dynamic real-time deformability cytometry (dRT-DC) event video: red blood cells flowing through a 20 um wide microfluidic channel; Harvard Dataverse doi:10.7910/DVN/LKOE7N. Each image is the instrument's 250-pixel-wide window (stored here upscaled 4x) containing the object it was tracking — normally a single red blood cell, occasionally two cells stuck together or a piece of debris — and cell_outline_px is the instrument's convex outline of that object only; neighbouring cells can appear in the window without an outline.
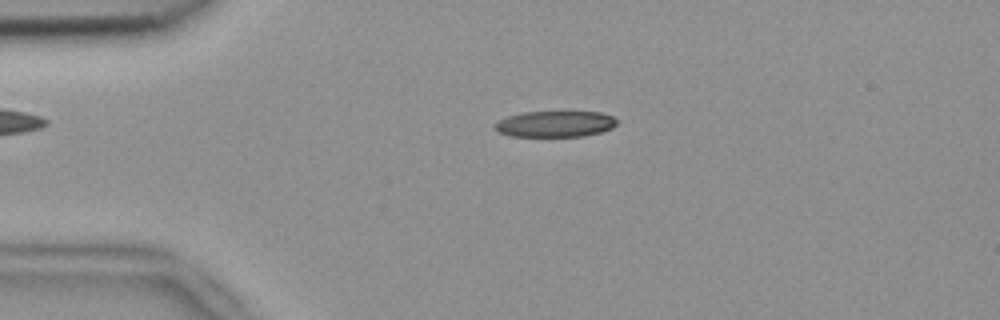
{"species": "common noctule bat (a hibernating species)", "species_latin": "Nyctalus noctula", "temperature_condition": "room temperature", "stored_images_in_passage": 52, "camera_frame_rate_fps": 3000, "um_per_image_px": 0.085, "animal": {"sex": "female", "body_mass_g": 18.4}, "frame": {"image": 1, "passage_image": 11, "time_ms": 3.333, "image_size_px": [1000, 320], "cell_outline_px": [[620, 120], [612, 128], [600, 132], [584, 136], [508, 136], [496, 132], [496, 124], [500, 120], [508, 116], [524, 112], [600, 112], [612, 116]], "centroid_in_image_um": [47.22, 10.54], "position_along_channel_um": 37.8, "area_um2": 18.5}}
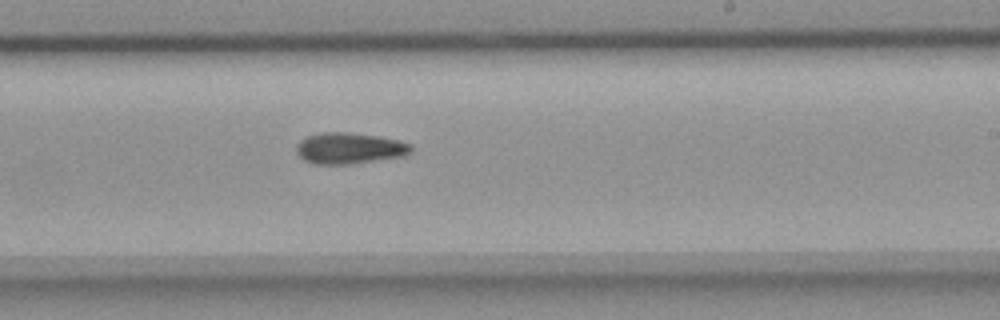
{"frame": {"image": 2, "passage_image": 31, "time_ms": 10.0, "image_size_px": [1000, 320], "cell_outline_px": [[412, 152], [404, 156], [352, 164], [312, 164], [304, 160], [296, 152], [296, 148], [300, 140], [308, 136], [324, 132], [348, 132], [376, 136], [400, 140], [412, 144]], "centroid_in_image_um": [29.72, 12.61], "position_along_channel_um": 259.3, "area_um2": 20.92}}
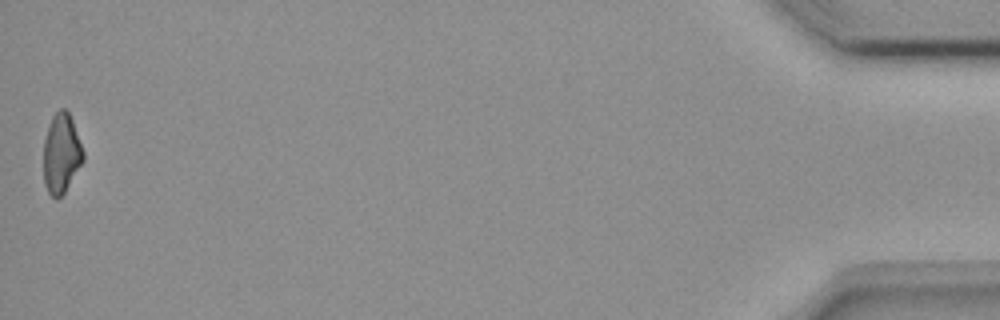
{"frame": {"image": 3, "passage_image": 52, "time_ms": 17.0, "image_size_px": [1000, 320], "cell_outline_px": [[84, 160], [64, 192], [56, 200], [48, 192], [44, 184], [44, 140], [48, 124], [52, 116], [60, 108], [64, 108], [68, 112], [72, 120], [84, 152]], "centroid_in_image_um": [5.2, 13.03], "position_along_channel_um": 430.0, "area_um2": 18.32}, "authors_computed_cell_mechanics": {"area_um2": 19.7676, "velocity_mm_per_s": 3.8091, "shape_relaxation_time_tau1_ms": null, "shape_relaxation_time_tau2_ms": 9.4366, "deformation_change_tau1": null, "deformation_change_tau2": 0.2197}}